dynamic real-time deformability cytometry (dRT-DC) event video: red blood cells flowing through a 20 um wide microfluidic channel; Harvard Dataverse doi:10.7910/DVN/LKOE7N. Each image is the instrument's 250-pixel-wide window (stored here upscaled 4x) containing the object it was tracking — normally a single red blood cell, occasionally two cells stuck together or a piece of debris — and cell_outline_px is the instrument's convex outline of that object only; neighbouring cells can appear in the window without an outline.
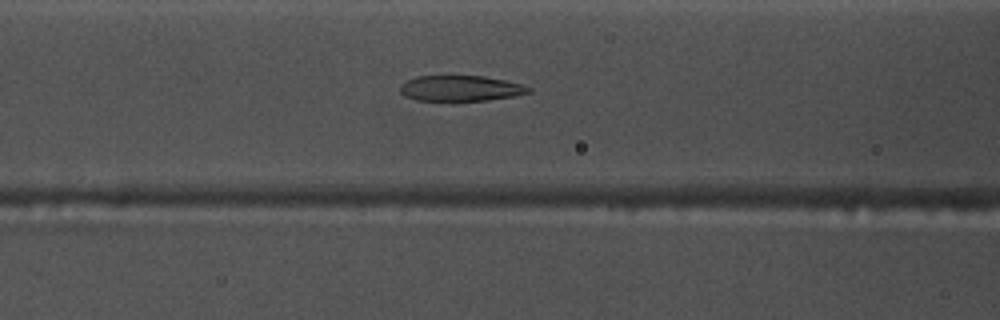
{"species": "common noctule bat (a hibernating species)", "species_latin": "Nyctalus noctula", "temperature_condition": "warm", "stored_images_in_passage": 43, "camera_frame_rate_fps": 3000, "um_per_image_px": 0.085, "animal": {"sex": "male", "body_mass_g": 17.5, "forearm_length_mm": 52.3}, "frame": {"image": 1, "passage_image": 11, "time_ms": 3.333, "image_size_px": [1000, 320], "cell_outline_px": [[532, 92], [516, 96], [488, 100], [416, 100], [404, 96], [400, 92], [400, 84], [416, 76], [484, 76], [504, 80], [520, 84], [532, 88]], "centroid_in_image_um": [39.16, 7.51], "position_along_channel_um": 127.4, "area_um2": 19.13}}
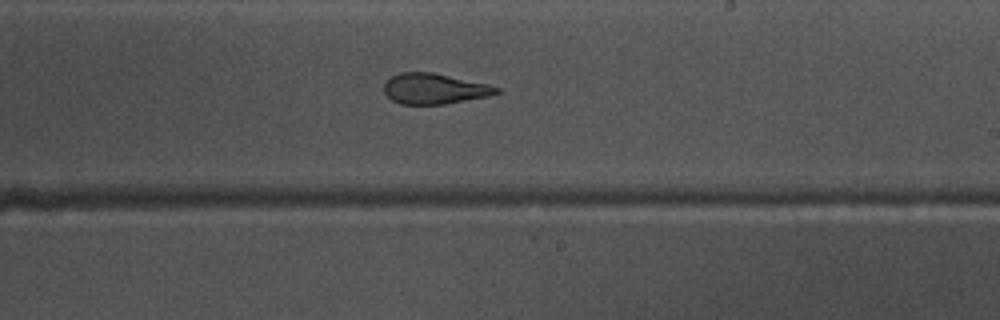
{"frame": {"image": 2, "passage_image": 21, "time_ms": 6.667, "image_size_px": [1000, 320], "cell_outline_px": [[500, 92], [492, 96], [444, 104], [400, 104], [392, 100], [384, 92], [384, 84], [392, 76], [400, 72], [432, 72], [488, 84], [500, 88]], "centroid_in_image_um": [36.95, 7.54], "position_along_channel_um": 252.1, "area_um2": 20.06}}
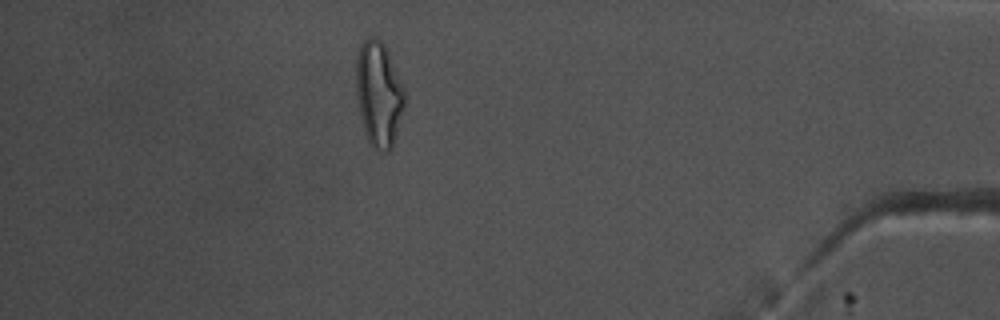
{"frame": {"image": 3, "passage_image": 37, "time_ms": 12.0, "image_size_px": [1000, 320], "cell_outline_px": [[404, 108], [392, 148], [388, 152], [380, 152], [372, 148], [364, 132], [356, 92], [356, 60], [360, 48], [364, 40], [368, 36], [376, 36], [384, 44], [404, 88]], "centroid_in_image_um": [32.19, 8.02], "position_along_channel_um": 403.0, "area_um2": 29.59}, "authors_computed_cell_mechanics": {"area_um2": 21.2126, "velocity_mm_per_s": 3.7561, "shape_relaxation_time_tau1_ms": 6.8194, "shape_relaxation_time_tau2_ms": 1.2835, "deformation_change_tau1": 0.231, "deformation_change_tau2": 0.0941}}